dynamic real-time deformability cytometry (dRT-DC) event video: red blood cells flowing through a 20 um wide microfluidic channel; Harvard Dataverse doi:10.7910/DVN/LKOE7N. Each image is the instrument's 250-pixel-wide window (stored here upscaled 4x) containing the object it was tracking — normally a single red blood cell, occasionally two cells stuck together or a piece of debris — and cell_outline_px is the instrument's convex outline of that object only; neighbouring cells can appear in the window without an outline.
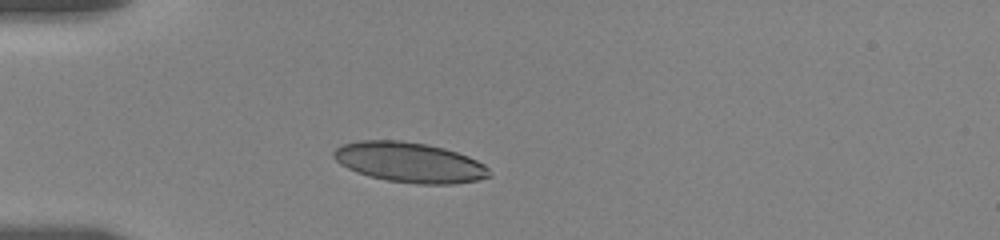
{"species": "human", "species_latin": "Homo sapiens", "temperature_condition": "room temperature", "stored_images_in_passage": 12, "camera_frame_rate_fps": 3000, "um_per_image_px": 0.085, "donor": {"sex": "female"}, "frame": {"image": 1, "passage_image": 4, "time_ms": 2.667, "image_size_px": [1000, 240], "cell_outline_px": [[492, 176], [476, 180], [456, 184], [416, 184], [388, 180], [368, 176], [356, 172], [340, 164], [332, 156], [332, 152], [336, 148], [344, 144], [360, 140], [400, 140], [428, 144], [444, 148], [468, 156], [484, 164], [488, 168]], "centroid_in_image_um": [34.81, 13.8], "position_along_channel_um": 50.2, "area_um2": 36.47}}
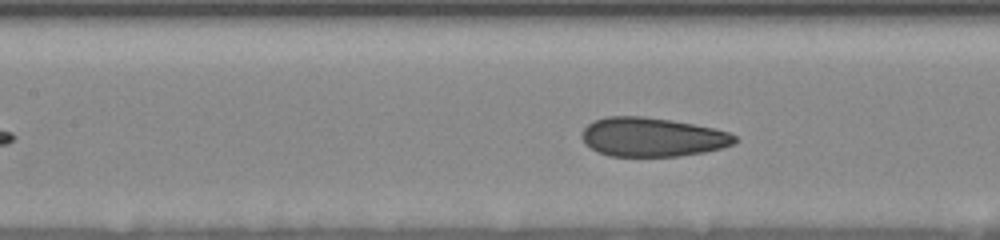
{"frame": {"image": 2, "passage_image": 9, "time_ms": 6.0, "image_size_px": [1000, 240], "cell_outline_px": [[740, 140], [736, 144], [724, 148], [704, 152], [680, 156], [608, 156], [596, 152], [584, 144], [580, 136], [584, 128], [592, 120], [604, 116], [644, 116], [672, 120], [716, 128], [728, 132], [736, 136]], "centroid_in_image_um": [55.45, 11.65], "position_along_channel_um": 152.0, "area_um2": 35.49}}
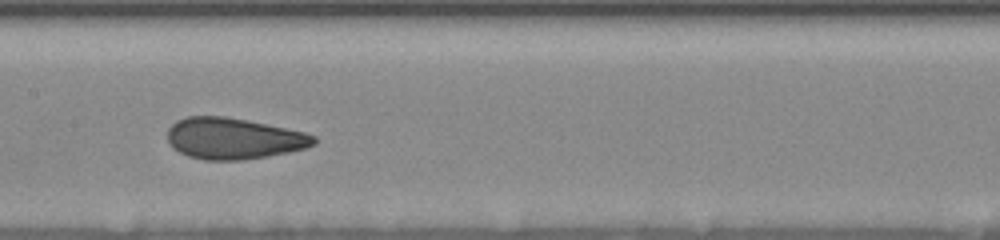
{"frame": {"image": 3, "passage_image": 11, "time_ms": 7.0, "image_size_px": [1000, 240], "cell_outline_px": [[316, 144], [304, 148], [288, 152], [268, 156], [240, 160], [204, 160], [188, 156], [172, 148], [168, 140], [168, 128], [176, 120], [188, 116], [224, 116], [248, 120], [304, 132], [316, 136]], "centroid_in_image_um": [19.84, 11.77], "position_along_channel_um": 187.6, "area_um2": 35.2}}